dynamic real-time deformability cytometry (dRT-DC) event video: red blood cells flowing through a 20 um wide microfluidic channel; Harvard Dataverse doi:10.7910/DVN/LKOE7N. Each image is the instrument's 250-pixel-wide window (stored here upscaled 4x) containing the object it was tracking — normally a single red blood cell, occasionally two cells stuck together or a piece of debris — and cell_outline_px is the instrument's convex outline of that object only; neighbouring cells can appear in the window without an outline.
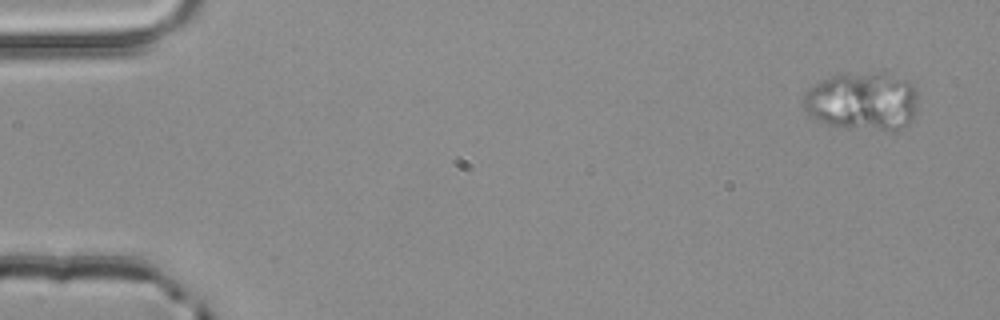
{"species": "common noctule bat (a hibernating species)", "species_latin": "Nyctalus noctula", "temperature_condition": "room temperature", "stored_images_in_passage": 2, "camera_frame_rate_fps": 3000, "um_per_image_px": 0.085, "animal": {"sex": "male", "body_mass_g": 20.4}, "frame": {"image": 1, "passage_image": 2, "time_ms": 0.333, "image_size_px": [1000, 320], "cell_outline_px": [[916, 116], [908, 124], [900, 128], [848, 128], [828, 124], [816, 120], [808, 116], [804, 108], [804, 92], [808, 88], [832, 76], [872, 72], [888, 72], [908, 80], [916, 88]], "centroid_in_image_um": [73.32, 8.58], "position_along_channel_um": 11.7, "area_um2": 38.78}}